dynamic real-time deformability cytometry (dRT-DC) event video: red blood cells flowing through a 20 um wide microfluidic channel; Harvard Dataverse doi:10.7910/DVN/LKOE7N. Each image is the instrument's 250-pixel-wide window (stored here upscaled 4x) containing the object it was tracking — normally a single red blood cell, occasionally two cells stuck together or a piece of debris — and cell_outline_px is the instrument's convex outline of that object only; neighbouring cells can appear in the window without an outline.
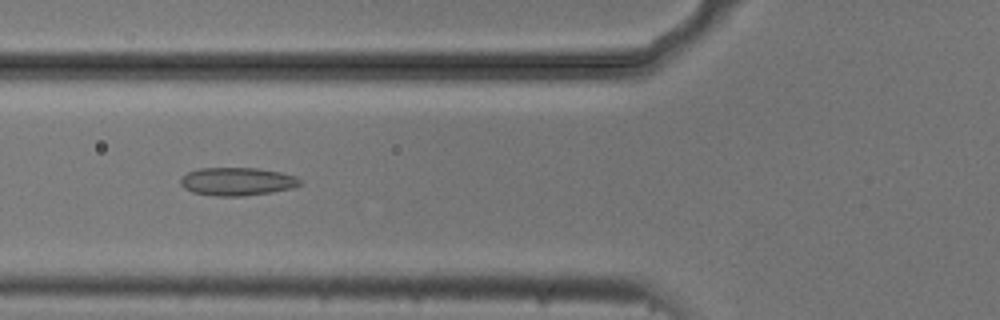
{"species": "common noctule bat (a hibernating species)", "species_latin": "Nyctalus noctula", "temperature_condition": "cold", "stored_images_in_passage": 52, "camera_frame_rate_fps": 3000, "um_per_image_px": 0.085, "animal": {"sex": "male", "body_mass_g": 20.5, "forearm_length_mm": 52.5}, "frame": {"image": 1, "passage_image": 18, "time_ms": 5.667, "image_size_px": [1000, 320], "cell_outline_px": [[300, 184], [292, 188], [272, 192], [244, 196], [216, 196], [192, 192], [184, 188], [180, 184], [180, 180], [188, 172], [200, 168], [256, 168], [280, 172], [296, 176], [300, 180]], "centroid_in_image_um": [20.15, 15.43], "position_along_channel_um": 105.7, "area_um2": 19.48}}
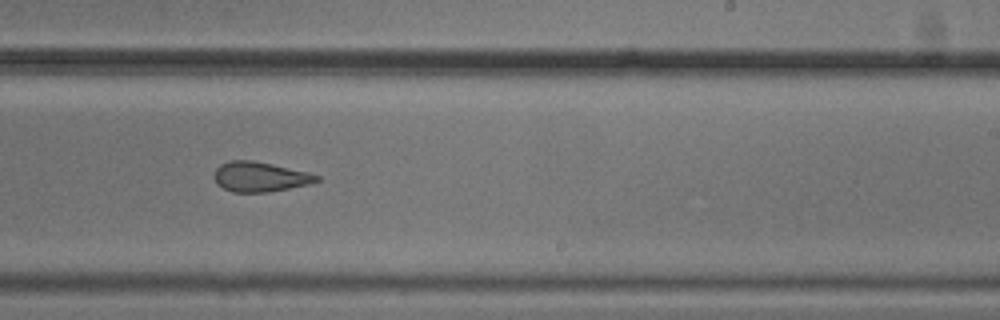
{"frame": {"image": 2, "passage_image": 31, "time_ms": 10.0, "image_size_px": [1000, 320], "cell_outline_px": [[320, 180], [312, 184], [268, 192], [232, 192], [224, 188], [212, 176], [216, 168], [220, 164], [232, 160], [252, 160], [272, 164], [308, 172], [320, 176]], "centroid_in_image_um": [22.12, 15.02], "position_along_channel_um": 266.9, "area_um2": 17.86}}
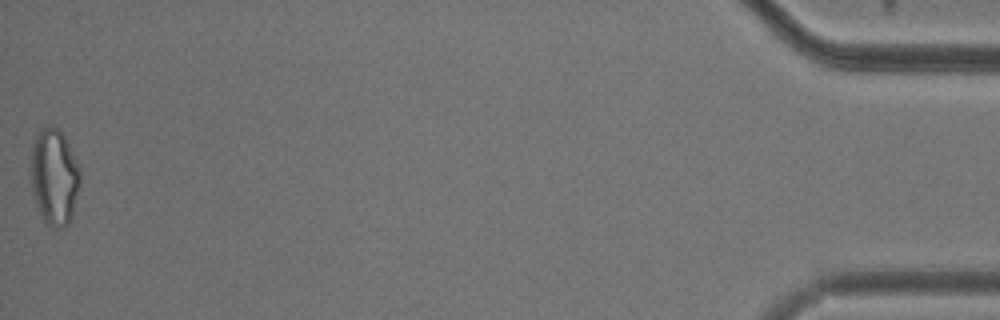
{"frame": {"image": 3, "passage_image": 52, "time_ms": 17.0, "image_size_px": [1000, 320], "cell_outline_px": [[80, 180], [72, 212], [68, 224], [64, 228], [60, 228], [48, 224], [44, 220], [40, 212], [32, 192], [32, 144], [36, 132], [44, 128], [60, 128], [64, 136], [80, 172]], "centroid_in_image_um": [4.6, 15.02], "position_along_channel_um": 430.6, "area_um2": 26.76}, "authors_computed_cell_mechanics": {"area_um2": 20.6057, "velocity_mm_per_s": 3.715, "shape_relaxation_time_tau1_ms": null, "shape_relaxation_time_tau2_ms": 3.0163, "deformation_change_tau1": null, "deformation_change_tau2": 0.103}}